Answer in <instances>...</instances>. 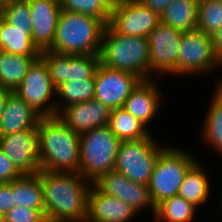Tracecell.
I'll return each instance as SVG.
<instances>
[{
    "mask_svg": "<svg viewBox=\"0 0 222 222\" xmlns=\"http://www.w3.org/2000/svg\"><path fill=\"white\" fill-rule=\"evenodd\" d=\"M221 190H222V189H221ZM220 194H221V195H219V196H220L219 201H221V202H218V203H221V204H219L221 207H220V208L218 207V209H221V210H222V191H221Z\"/></svg>",
    "mask_w": 222,
    "mask_h": 222,
    "instance_id": "43",
    "label": "cell"
},
{
    "mask_svg": "<svg viewBox=\"0 0 222 222\" xmlns=\"http://www.w3.org/2000/svg\"><path fill=\"white\" fill-rule=\"evenodd\" d=\"M109 1L114 5L116 3L124 2V1H127V0H109Z\"/></svg>",
    "mask_w": 222,
    "mask_h": 222,
    "instance_id": "42",
    "label": "cell"
},
{
    "mask_svg": "<svg viewBox=\"0 0 222 222\" xmlns=\"http://www.w3.org/2000/svg\"><path fill=\"white\" fill-rule=\"evenodd\" d=\"M42 118L28 103L11 92L7 98L5 109L0 117V137L21 130L38 127Z\"/></svg>",
    "mask_w": 222,
    "mask_h": 222,
    "instance_id": "20",
    "label": "cell"
},
{
    "mask_svg": "<svg viewBox=\"0 0 222 222\" xmlns=\"http://www.w3.org/2000/svg\"><path fill=\"white\" fill-rule=\"evenodd\" d=\"M216 55L222 61V26L211 35Z\"/></svg>",
    "mask_w": 222,
    "mask_h": 222,
    "instance_id": "37",
    "label": "cell"
},
{
    "mask_svg": "<svg viewBox=\"0 0 222 222\" xmlns=\"http://www.w3.org/2000/svg\"><path fill=\"white\" fill-rule=\"evenodd\" d=\"M106 24L91 15L61 10L49 51L69 55H99Z\"/></svg>",
    "mask_w": 222,
    "mask_h": 222,
    "instance_id": "3",
    "label": "cell"
},
{
    "mask_svg": "<svg viewBox=\"0 0 222 222\" xmlns=\"http://www.w3.org/2000/svg\"><path fill=\"white\" fill-rule=\"evenodd\" d=\"M14 207V195L12 192V181L0 183V209L6 215Z\"/></svg>",
    "mask_w": 222,
    "mask_h": 222,
    "instance_id": "35",
    "label": "cell"
},
{
    "mask_svg": "<svg viewBox=\"0 0 222 222\" xmlns=\"http://www.w3.org/2000/svg\"><path fill=\"white\" fill-rule=\"evenodd\" d=\"M167 146L159 144L153 133L143 139L121 141L114 170L148 186L156 161Z\"/></svg>",
    "mask_w": 222,
    "mask_h": 222,
    "instance_id": "7",
    "label": "cell"
},
{
    "mask_svg": "<svg viewBox=\"0 0 222 222\" xmlns=\"http://www.w3.org/2000/svg\"><path fill=\"white\" fill-rule=\"evenodd\" d=\"M14 92L42 117L57 116L56 88L41 56L32 62Z\"/></svg>",
    "mask_w": 222,
    "mask_h": 222,
    "instance_id": "9",
    "label": "cell"
},
{
    "mask_svg": "<svg viewBox=\"0 0 222 222\" xmlns=\"http://www.w3.org/2000/svg\"><path fill=\"white\" fill-rule=\"evenodd\" d=\"M198 160L186 173L184 180L180 186L178 195L183 197L197 208L204 207V204H209L211 201L209 196L211 191V177H209V170ZM206 170L208 172H206Z\"/></svg>",
    "mask_w": 222,
    "mask_h": 222,
    "instance_id": "21",
    "label": "cell"
},
{
    "mask_svg": "<svg viewBox=\"0 0 222 222\" xmlns=\"http://www.w3.org/2000/svg\"><path fill=\"white\" fill-rule=\"evenodd\" d=\"M201 126V141L222 157V86L216 85Z\"/></svg>",
    "mask_w": 222,
    "mask_h": 222,
    "instance_id": "22",
    "label": "cell"
},
{
    "mask_svg": "<svg viewBox=\"0 0 222 222\" xmlns=\"http://www.w3.org/2000/svg\"><path fill=\"white\" fill-rule=\"evenodd\" d=\"M196 206L180 195L165 199L155 207L154 222H194L198 216Z\"/></svg>",
    "mask_w": 222,
    "mask_h": 222,
    "instance_id": "28",
    "label": "cell"
},
{
    "mask_svg": "<svg viewBox=\"0 0 222 222\" xmlns=\"http://www.w3.org/2000/svg\"><path fill=\"white\" fill-rule=\"evenodd\" d=\"M108 126L120 141L139 140L152 134L150 129L123 107L110 111Z\"/></svg>",
    "mask_w": 222,
    "mask_h": 222,
    "instance_id": "26",
    "label": "cell"
},
{
    "mask_svg": "<svg viewBox=\"0 0 222 222\" xmlns=\"http://www.w3.org/2000/svg\"><path fill=\"white\" fill-rule=\"evenodd\" d=\"M62 10L87 14L109 24L113 4L109 0H59Z\"/></svg>",
    "mask_w": 222,
    "mask_h": 222,
    "instance_id": "30",
    "label": "cell"
},
{
    "mask_svg": "<svg viewBox=\"0 0 222 222\" xmlns=\"http://www.w3.org/2000/svg\"><path fill=\"white\" fill-rule=\"evenodd\" d=\"M182 32L160 22L149 34L150 80L154 76L178 75V52ZM154 75V76H153Z\"/></svg>",
    "mask_w": 222,
    "mask_h": 222,
    "instance_id": "10",
    "label": "cell"
},
{
    "mask_svg": "<svg viewBox=\"0 0 222 222\" xmlns=\"http://www.w3.org/2000/svg\"><path fill=\"white\" fill-rule=\"evenodd\" d=\"M37 129L40 170L78 173L80 135L58 116L42 117Z\"/></svg>",
    "mask_w": 222,
    "mask_h": 222,
    "instance_id": "2",
    "label": "cell"
},
{
    "mask_svg": "<svg viewBox=\"0 0 222 222\" xmlns=\"http://www.w3.org/2000/svg\"><path fill=\"white\" fill-rule=\"evenodd\" d=\"M93 185L102 193L116 197L130 205L136 212L150 209L152 217L155 214V206L150 198L148 186L133 182L124 174L115 170L100 177Z\"/></svg>",
    "mask_w": 222,
    "mask_h": 222,
    "instance_id": "15",
    "label": "cell"
},
{
    "mask_svg": "<svg viewBox=\"0 0 222 222\" xmlns=\"http://www.w3.org/2000/svg\"><path fill=\"white\" fill-rule=\"evenodd\" d=\"M31 14V39L40 52L54 41L57 21L62 10L59 0H27Z\"/></svg>",
    "mask_w": 222,
    "mask_h": 222,
    "instance_id": "16",
    "label": "cell"
},
{
    "mask_svg": "<svg viewBox=\"0 0 222 222\" xmlns=\"http://www.w3.org/2000/svg\"><path fill=\"white\" fill-rule=\"evenodd\" d=\"M155 79L142 80L126 99L124 109L147 128L159 114L164 95Z\"/></svg>",
    "mask_w": 222,
    "mask_h": 222,
    "instance_id": "18",
    "label": "cell"
},
{
    "mask_svg": "<svg viewBox=\"0 0 222 222\" xmlns=\"http://www.w3.org/2000/svg\"><path fill=\"white\" fill-rule=\"evenodd\" d=\"M137 214L130 205L100 192L92 184L88 193L86 222H132Z\"/></svg>",
    "mask_w": 222,
    "mask_h": 222,
    "instance_id": "19",
    "label": "cell"
},
{
    "mask_svg": "<svg viewBox=\"0 0 222 222\" xmlns=\"http://www.w3.org/2000/svg\"><path fill=\"white\" fill-rule=\"evenodd\" d=\"M5 218V214L3 213L2 209H0V222H2Z\"/></svg>",
    "mask_w": 222,
    "mask_h": 222,
    "instance_id": "41",
    "label": "cell"
},
{
    "mask_svg": "<svg viewBox=\"0 0 222 222\" xmlns=\"http://www.w3.org/2000/svg\"><path fill=\"white\" fill-rule=\"evenodd\" d=\"M215 85H221L222 86V79L221 80H217V83H215Z\"/></svg>",
    "mask_w": 222,
    "mask_h": 222,
    "instance_id": "44",
    "label": "cell"
},
{
    "mask_svg": "<svg viewBox=\"0 0 222 222\" xmlns=\"http://www.w3.org/2000/svg\"><path fill=\"white\" fill-rule=\"evenodd\" d=\"M3 51V41H2V34H1V14H0V52Z\"/></svg>",
    "mask_w": 222,
    "mask_h": 222,
    "instance_id": "39",
    "label": "cell"
},
{
    "mask_svg": "<svg viewBox=\"0 0 222 222\" xmlns=\"http://www.w3.org/2000/svg\"><path fill=\"white\" fill-rule=\"evenodd\" d=\"M14 207L23 206L32 209H45L41 178L36 174H22L12 180Z\"/></svg>",
    "mask_w": 222,
    "mask_h": 222,
    "instance_id": "24",
    "label": "cell"
},
{
    "mask_svg": "<svg viewBox=\"0 0 222 222\" xmlns=\"http://www.w3.org/2000/svg\"><path fill=\"white\" fill-rule=\"evenodd\" d=\"M38 57L0 52V87L14 92Z\"/></svg>",
    "mask_w": 222,
    "mask_h": 222,
    "instance_id": "25",
    "label": "cell"
},
{
    "mask_svg": "<svg viewBox=\"0 0 222 222\" xmlns=\"http://www.w3.org/2000/svg\"><path fill=\"white\" fill-rule=\"evenodd\" d=\"M100 64L150 80L149 44L147 37H131L116 33L106 25L99 53Z\"/></svg>",
    "mask_w": 222,
    "mask_h": 222,
    "instance_id": "4",
    "label": "cell"
},
{
    "mask_svg": "<svg viewBox=\"0 0 222 222\" xmlns=\"http://www.w3.org/2000/svg\"><path fill=\"white\" fill-rule=\"evenodd\" d=\"M221 68L222 61L216 55L210 35L198 29L182 32L178 52V75L182 77L203 74L204 77L205 74L209 75L213 70Z\"/></svg>",
    "mask_w": 222,
    "mask_h": 222,
    "instance_id": "8",
    "label": "cell"
},
{
    "mask_svg": "<svg viewBox=\"0 0 222 222\" xmlns=\"http://www.w3.org/2000/svg\"><path fill=\"white\" fill-rule=\"evenodd\" d=\"M0 149L21 174L40 171L37 127L1 136Z\"/></svg>",
    "mask_w": 222,
    "mask_h": 222,
    "instance_id": "14",
    "label": "cell"
},
{
    "mask_svg": "<svg viewBox=\"0 0 222 222\" xmlns=\"http://www.w3.org/2000/svg\"><path fill=\"white\" fill-rule=\"evenodd\" d=\"M143 5L150 8L152 11L157 12L159 15L173 0H139Z\"/></svg>",
    "mask_w": 222,
    "mask_h": 222,
    "instance_id": "36",
    "label": "cell"
},
{
    "mask_svg": "<svg viewBox=\"0 0 222 222\" xmlns=\"http://www.w3.org/2000/svg\"><path fill=\"white\" fill-rule=\"evenodd\" d=\"M198 12L194 0H173L160 14V22L181 32L193 31L198 26Z\"/></svg>",
    "mask_w": 222,
    "mask_h": 222,
    "instance_id": "23",
    "label": "cell"
},
{
    "mask_svg": "<svg viewBox=\"0 0 222 222\" xmlns=\"http://www.w3.org/2000/svg\"><path fill=\"white\" fill-rule=\"evenodd\" d=\"M38 174L47 222H86L92 184L75 172L40 170Z\"/></svg>",
    "mask_w": 222,
    "mask_h": 222,
    "instance_id": "1",
    "label": "cell"
},
{
    "mask_svg": "<svg viewBox=\"0 0 222 222\" xmlns=\"http://www.w3.org/2000/svg\"><path fill=\"white\" fill-rule=\"evenodd\" d=\"M188 151L170 144L159 155L148 184L155 207L163 200L178 195L186 173L199 160Z\"/></svg>",
    "mask_w": 222,
    "mask_h": 222,
    "instance_id": "6",
    "label": "cell"
},
{
    "mask_svg": "<svg viewBox=\"0 0 222 222\" xmlns=\"http://www.w3.org/2000/svg\"><path fill=\"white\" fill-rule=\"evenodd\" d=\"M11 92V90L0 87V117L5 109L7 98Z\"/></svg>",
    "mask_w": 222,
    "mask_h": 222,
    "instance_id": "38",
    "label": "cell"
},
{
    "mask_svg": "<svg viewBox=\"0 0 222 222\" xmlns=\"http://www.w3.org/2000/svg\"><path fill=\"white\" fill-rule=\"evenodd\" d=\"M0 14L14 27L31 30V14L27 0H1Z\"/></svg>",
    "mask_w": 222,
    "mask_h": 222,
    "instance_id": "31",
    "label": "cell"
},
{
    "mask_svg": "<svg viewBox=\"0 0 222 222\" xmlns=\"http://www.w3.org/2000/svg\"><path fill=\"white\" fill-rule=\"evenodd\" d=\"M40 56L47 64L52 83L55 88L72 80L93 78L100 64L99 55H69L42 51Z\"/></svg>",
    "mask_w": 222,
    "mask_h": 222,
    "instance_id": "12",
    "label": "cell"
},
{
    "mask_svg": "<svg viewBox=\"0 0 222 222\" xmlns=\"http://www.w3.org/2000/svg\"><path fill=\"white\" fill-rule=\"evenodd\" d=\"M110 111L107 106L96 99L66 106L58 117L79 135L95 128L107 126Z\"/></svg>",
    "mask_w": 222,
    "mask_h": 222,
    "instance_id": "17",
    "label": "cell"
},
{
    "mask_svg": "<svg viewBox=\"0 0 222 222\" xmlns=\"http://www.w3.org/2000/svg\"><path fill=\"white\" fill-rule=\"evenodd\" d=\"M222 26L221 0H210L199 5L197 29L207 35H212Z\"/></svg>",
    "mask_w": 222,
    "mask_h": 222,
    "instance_id": "32",
    "label": "cell"
},
{
    "mask_svg": "<svg viewBox=\"0 0 222 222\" xmlns=\"http://www.w3.org/2000/svg\"><path fill=\"white\" fill-rule=\"evenodd\" d=\"M2 222H47L45 209L16 206L8 211Z\"/></svg>",
    "mask_w": 222,
    "mask_h": 222,
    "instance_id": "33",
    "label": "cell"
},
{
    "mask_svg": "<svg viewBox=\"0 0 222 222\" xmlns=\"http://www.w3.org/2000/svg\"><path fill=\"white\" fill-rule=\"evenodd\" d=\"M142 81L135 74L99 64L95 72V95L109 109L124 107L126 99Z\"/></svg>",
    "mask_w": 222,
    "mask_h": 222,
    "instance_id": "13",
    "label": "cell"
},
{
    "mask_svg": "<svg viewBox=\"0 0 222 222\" xmlns=\"http://www.w3.org/2000/svg\"><path fill=\"white\" fill-rule=\"evenodd\" d=\"M160 23V15L139 0H127L113 5L109 26L118 34L148 37Z\"/></svg>",
    "mask_w": 222,
    "mask_h": 222,
    "instance_id": "11",
    "label": "cell"
},
{
    "mask_svg": "<svg viewBox=\"0 0 222 222\" xmlns=\"http://www.w3.org/2000/svg\"><path fill=\"white\" fill-rule=\"evenodd\" d=\"M21 175L8 156L0 149V183H9Z\"/></svg>",
    "mask_w": 222,
    "mask_h": 222,
    "instance_id": "34",
    "label": "cell"
},
{
    "mask_svg": "<svg viewBox=\"0 0 222 222\" xmlns=\"http://www.w3.org/2000/svg\"><path fill=\"white\" fill-rule=\"evenodd\" d=\"M1 34L3 51L15 55L40 56V51L33 44L29 28L14 27L1 15Z\"/></svg>",
    "mask_w": 222,
    "mask_h": 222,
    "instance_id": "27",
    "label": "cell"
},
{
    "mask_svg": "<svg viewBox=\"0 0 222 222\" xmlns=\"http://www.w3.org/2000/svg\"><path fill=\"white\" fill-rule=\"evenodd\" d=\"M95 76L85 80L67 81L56 88L57 116L66 107L94 99ZM59 101V102H58Z\"/></svg>",
    "mask_w": 222,
    "mask_h": 222,
    "instance_id": "29",
    "label": "cell"
},
{
    "mask_svg": "<svg viewBox=\"0 0 222 222\" xmlns=\"http://www.w3.org/2000/svg\"><path fill=\"white\" fill-rule=\"evenodd\" d=\"M120 143L108 125L81 134L78 173L93 184L113 171Z\"/></svg>",
    "mask_w": 222,
    "mask_h": 222,
    "instance_id": "5",
    "label": "cell"
},
{
    "mask_svg": "<svg viewBox=\"0 0 222 222\" xmlns=\"http://www.w3.org/2000/svg\"><path fill=\"white\" fill-rule=\"evenodd\" d=\"M196 2V4L199 6L203 3H206L207 1H210V0H194Z\"/></svg>",
    "mask_w": 222,
    "mask_h": 222,
    "instance_id": "40",
    "label": "cell"
}]
</instances>
